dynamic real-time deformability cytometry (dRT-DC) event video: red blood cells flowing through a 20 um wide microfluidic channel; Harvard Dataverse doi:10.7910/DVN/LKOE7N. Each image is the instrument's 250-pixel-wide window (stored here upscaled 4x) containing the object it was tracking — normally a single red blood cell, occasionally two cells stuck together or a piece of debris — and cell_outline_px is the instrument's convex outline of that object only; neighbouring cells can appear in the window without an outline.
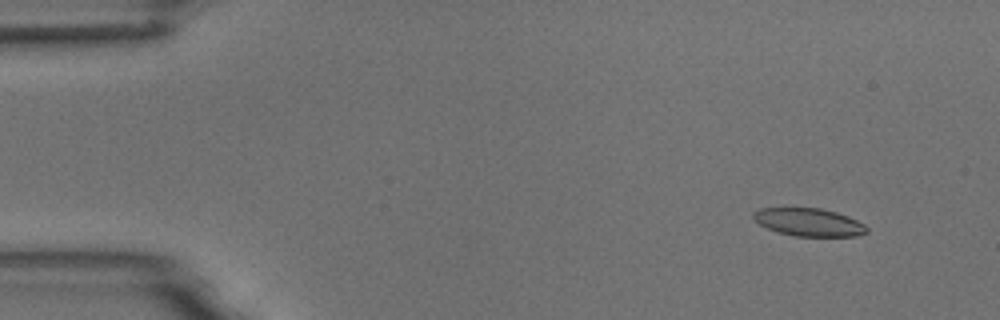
{"species": "common noctule bat (a hibernating species)", "species_latin": "Nyctalus noctula", "temperature_condition": "room temperature", "stored_images_in_passage": 55, "camera_frame_rate_fps": 3000, "um_per_image_px": 0.085, "animal": {"sex": "male", "body_mass_g": 18.8}, "frame": {"image": 1, "passage_image": 5, "time_ms": 1.333, "image_size_px": [1000, 320], "cell_outline_px": [[868, 232], [856, 236], [792, 236], [768, 228], [760, 224], [752, 216], [752, 212], [760, 208], [820, 208], [836, 212], [848, 216], [864, 224], [868, 228]], "centroid_in_image_um": [68.76, 18.88], "position_along_channel_um": 16.2, "area_um2": 18.32}}
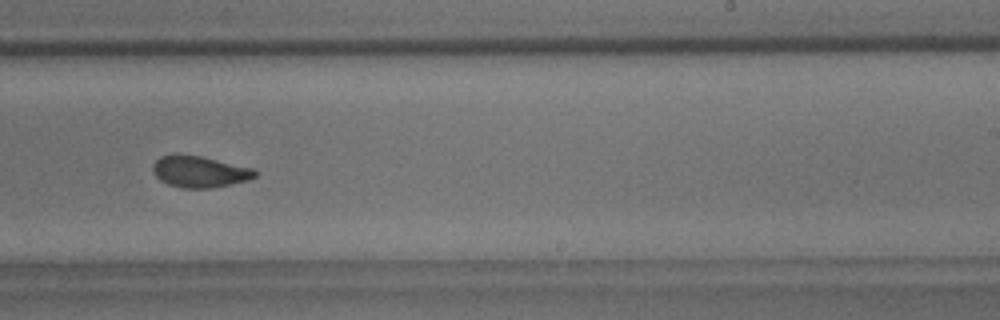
{"frame": {"image": 2, "passage_image": 34, "time_ms": 11.0, "image_size_px": [1000, 320], "cell_outline_px": [[256, 176], [248, 180], [232, 184], [212, 188], [184, 188], [168, 184], [160, 180], [152, 172], [152, 164], [160, 156], [176, 152], [200, 156], [252, 168], [256, 172]], "centroid_in_image_um": [16.9, 14.57], "position_along_channel_um": 272.1, "area_um2": 18.9}}
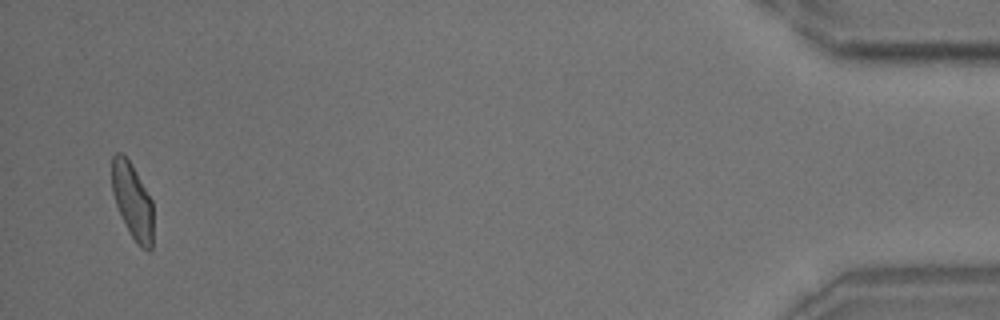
{"frame": {"image": 3, "passage_image": 53, "time_ms": 17.333, "image_size_px": [1000, 320], "cell_outline_px": [[152, 248], [148, 252], [140, 248], [136, 244], [116, 204], [112, 192], [112, 156], [116, 152], [120, 152], [132, 164], [152, 200]], "centroid_in_image_um": [11.27, 17.09], "position_along_channel_um": 423.9, "area_um2": 18.03}, "authors_computed_cell_mechanics": {"area_um2": 19.2474, "velocity_mm_per_s": 3.718, "shape_relaxation_time_tau1_ms": 6.3153, "shape_relaxation_time_tau2_ms": 1.8807, "deformation_change_tau1": 0.1432, "deformation_change_tau2": 0.0806}}